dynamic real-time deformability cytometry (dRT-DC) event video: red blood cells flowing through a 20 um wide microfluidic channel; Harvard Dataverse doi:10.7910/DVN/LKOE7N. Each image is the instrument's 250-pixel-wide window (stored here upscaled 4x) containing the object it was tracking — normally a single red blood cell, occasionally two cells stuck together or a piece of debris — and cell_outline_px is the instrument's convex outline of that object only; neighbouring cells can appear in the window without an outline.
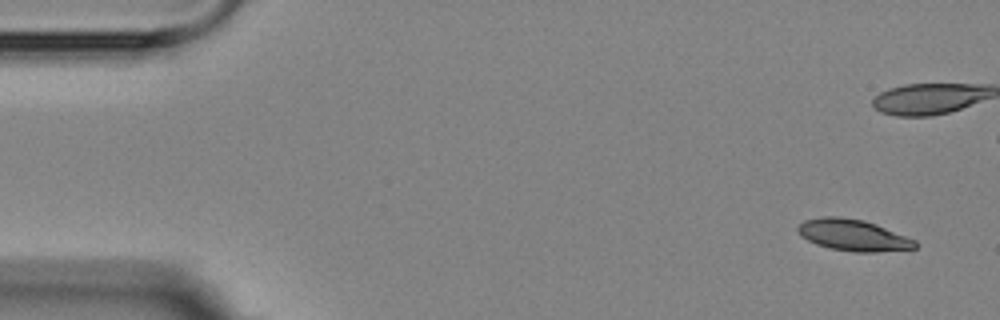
{"species": "Egyptian fruit bat (a non-hibernating species)", "species_latin": "Rousettus aegyptiacus", "temperature_condition": "room temperature", "stored_images_in_passage": 5, "camera_frame_rate_fps": 3000, "um_per_image_px": 0.085, "animal": {"sex": "female"}, "frame": {"image": 1, "passage_image": 1, "time_ms": 0.0, "image_size_px": [1000, 320], "cell_outline_px": [[920, 244], [916, 248], [876, 252], [856, 252], [832, 248], [816, 244], [800, 236], [796, 228], [804, 220], [824, 216], [836, 216], [864, 220], [876, 224], [916, 240]], "centroid_in_image_um": [72.53, 19.98], "position_along_channel_um": 12.5, "area_um2": 21.44}}